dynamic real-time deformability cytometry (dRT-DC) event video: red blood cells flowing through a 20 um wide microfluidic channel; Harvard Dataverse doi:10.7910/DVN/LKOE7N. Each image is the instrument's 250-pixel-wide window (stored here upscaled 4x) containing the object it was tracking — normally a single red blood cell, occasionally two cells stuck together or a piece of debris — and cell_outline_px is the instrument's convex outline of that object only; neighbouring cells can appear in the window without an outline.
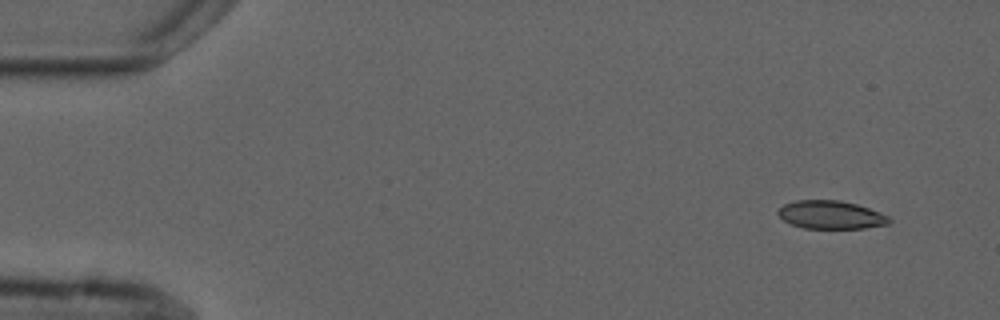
{"species": "common noctule bat (a hibernating species)", "species_latin": "Nyctalus noctula", "temperature_condition": "cold", "stored_images_in_passage": 5, "camera_frame_rate_fps": 3000, "um_per_image_px": 0.085, "animal": {"sex": "male", "forearm_length_mm": 52.5}, "frame": {"image": 1, "passage_image": 1, "time_ms": 0.0, "image_size_px": [1000, 320], "cell_outline_px": [[892, 220], [888, 224], [864, 228], [804, 228], [792, 224], [784, 220], [776, 212], [784, 204], [796, 200], [840, 200], [856, 204], [880, 212], [888, 216]], "centroid_in_image_um": [70.63, 18.25], "position_along_channel_um": 14.4, "area_um2": 18.15}}
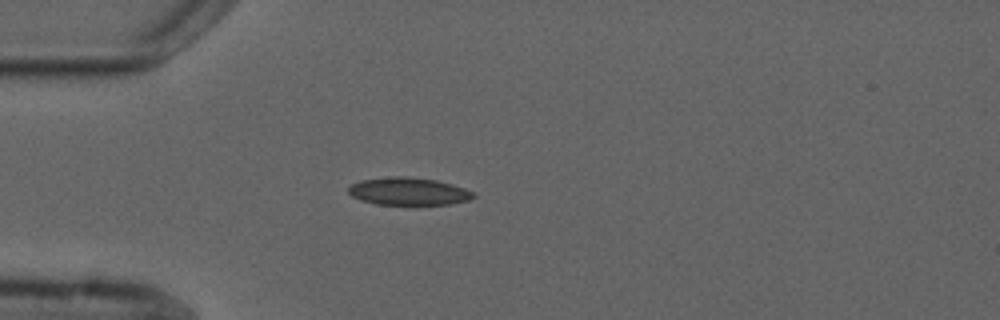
{"frame": {"image": 2, "passage_image": 4, "time_ms": 3.667, "image_size_px": [1000, 320], "cell_outline_px": [[476, 196], [468, 200], [452, 204], [376, 204], [360, 200], [352, 196], [348, 192], [348, 188], [352, 184], [360, 180], [392, 176], [408, 176], [436, 180], [452, 184], [476, 192]], "centroid_in_image_um": [34.74, 16.26], "position_along_channel_um": 50.3, "area_um2": 20.17}}